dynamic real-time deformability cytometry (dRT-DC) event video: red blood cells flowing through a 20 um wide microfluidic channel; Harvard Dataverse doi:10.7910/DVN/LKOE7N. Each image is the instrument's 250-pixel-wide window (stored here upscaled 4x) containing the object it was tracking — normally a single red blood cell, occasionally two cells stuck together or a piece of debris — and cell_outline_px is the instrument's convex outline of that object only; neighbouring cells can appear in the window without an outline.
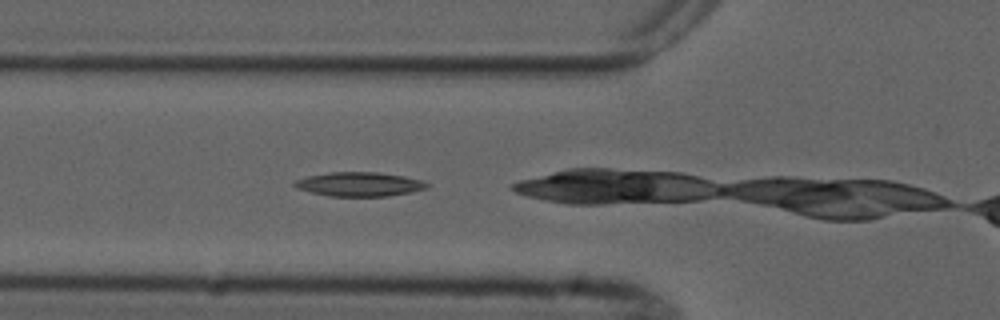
{"species": "common noctule bat (a hibernating species)", "species_latin": "Nyctalus noctula", "temperature_condition": "cold", "stored_images_in_passage": 5, "camera_frame_rate_fps": 3000, "um_per_image_px": 0.085, "animal": {"sex": "male", "forearm_length_mm": 52.5}, "frame": {"image": 1, "passage_image": 3, "time_ms": 2.333, "image_size_px": [1000, 320], "cell_outline_px": [[428, 188], [412, 192], [388, 196], [328, 196], [296, 188], [292, 184], [296, 180], [308, 176], [328, 172], [376, 172], [404, 176], [424, 180], [428, 184]], "centroid_in_image_um": [30.57, 15.65], "position_along_channel_um": 95.2, "area_um2": 18.67}}